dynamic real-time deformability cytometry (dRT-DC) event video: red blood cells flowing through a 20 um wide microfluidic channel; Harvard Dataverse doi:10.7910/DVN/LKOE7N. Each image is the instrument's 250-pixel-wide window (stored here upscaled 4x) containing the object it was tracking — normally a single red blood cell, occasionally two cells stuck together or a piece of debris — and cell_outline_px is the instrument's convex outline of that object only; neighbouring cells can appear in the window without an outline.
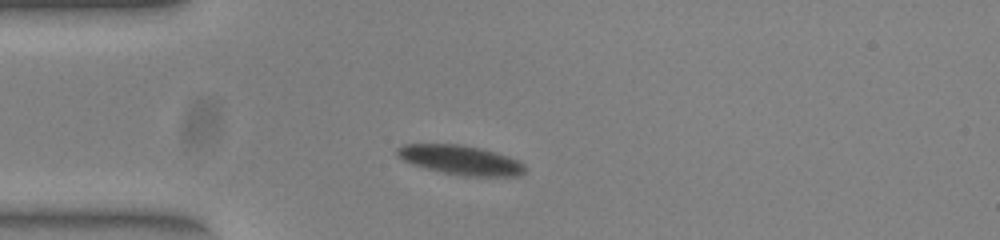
{"species": "common noctule bat (a hibernating species)", "species_latin": "Nyctalus noctula", "temperature_condition": "warm", "stored_images_in_passage": 42, "camera_frame_rate_fps": 3000, "um_per_image_px": 0.085, "animal": {"sex": "female", "body_mass_g": 23.0, "forearm_length_mm": 53.4}, "frame": {"image": 1, "passage_image": 1, "time_ms": 0.0, "image_size_px": [1000, 240], "cell_outline_px": [[524, 172], [516, 176], [468, 176], [444, 172], [412, 164], [396, 156], [396, 148], [404, 144], [456, 144], [476, 148], [492, 152], [516, 160], [524, 164]], "centroid_in_image_um": [39.08, 13.6], "position_along_channel_um": 45.9, "area_um2": 21.21}}
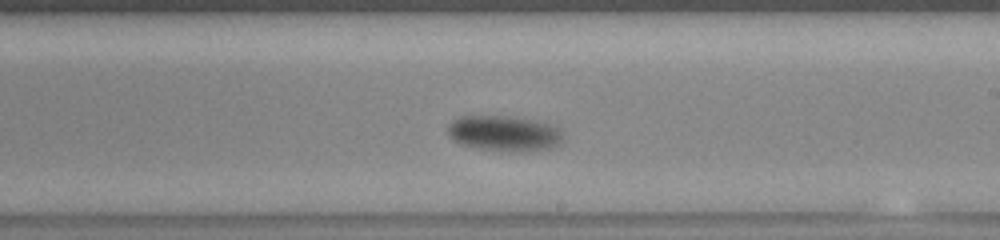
{"frame": {"image": 2, "passage_image": 19, "time_ms": 6.0, "image_size_px": [1000, 240], "cell_outline_px": [[560, 140], [556, 144], [548, 148], [536, 152], [480, 148], [464, 144], [456, 140], [448, 132], [448, 128], [452, 120], [464, 116], [500, 116], [528, 120], [544, 124], [556, 128], [560, 132]], "centroid_in_image_um": [42.81, 11.34], "position_along_channel_um": 246.2, "area_um2": 22.54}}
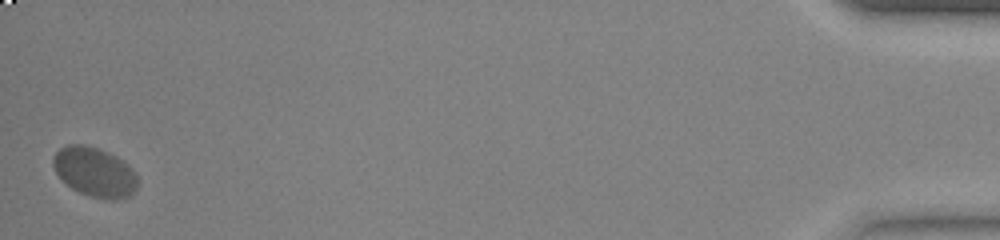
{"frame": {"image": 3, "passage_image": 42, "time_ms": 13.667, "image_size_px": [1000, 240], "cell_outline_px": [[136, 188], [128, 196], [120, 200], [104, 200], [88, 196], [72, 188], [56, 172], [52, 164], [52, 156], [60, 148], [68, 144], [84, 144], [100, 148], [116, 156], [128, 164], [136, 172]], "centroid_in_image_um": [8.05, 14.61], "position_along_channel_um": 427.2, "area_um2": 24.51}, "authors_computed_cell_mechanics": {"area_um2": 23.2645, "velocity_mm_per_s": 3.6343, "shape_relaxation_time_tau1_ms": 1.2859, "shape_relaxation_time_tau2_ms": null, "deformation_change_tau1": 0.1079, "deformation_change_tau2": null}}